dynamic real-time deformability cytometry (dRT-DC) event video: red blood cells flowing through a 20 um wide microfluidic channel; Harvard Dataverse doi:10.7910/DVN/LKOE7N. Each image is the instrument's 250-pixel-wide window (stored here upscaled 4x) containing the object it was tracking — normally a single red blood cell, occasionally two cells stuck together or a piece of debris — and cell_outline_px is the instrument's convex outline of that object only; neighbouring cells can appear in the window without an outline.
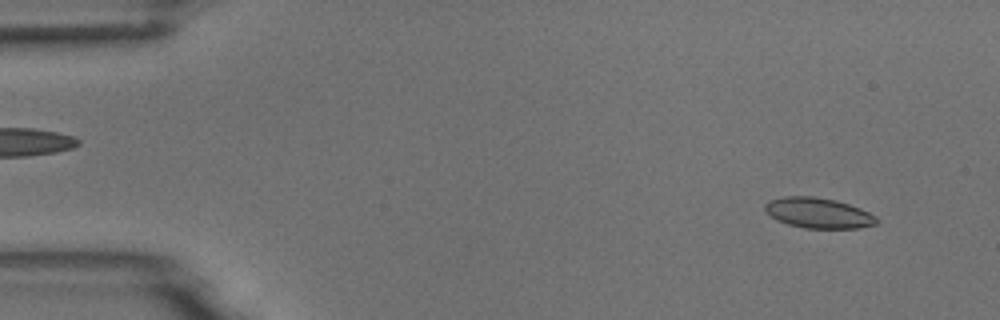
{"species": "common noctule bat (a hibernating species)", "species_latin": "Nyctalus noctula", "temperature_condition": "room temperature", "stored_images_in_passage": 55, "camera_frame_rate_fps": 3000, "um_per_image_px": 0.085, "animal": {"sex": "male", "body_mass_g": 18.8}, "frame": {"image": 1, "passage_image": 5, "time_ms": 1.333, "image_size_px": [1000, 320], "cell_outline_px": [[880, 220], [876, 224], [860, 228], [804, 228], [788, 224], [776, 220], [764, 208], [764, 204], [768, 200], [784, 196], [816, 196], [836, 200], [860, 208], [876, 216]], "centroid_in_image_um": [69.57, 18.1], "position_along_channel_um": 15.4, "area_um2": 19.88}}
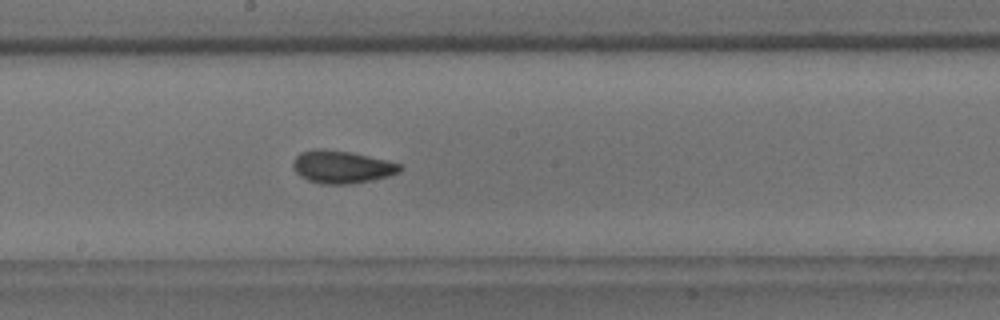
{"frame": {"image": 2, "passage_image": 30, "time_ms": 9.667, "image_size_px": [1000, 320], "cell_outline_px": [[404, 168], [400, 172], [388, 176], [348, 184], [320, 184], [308, 180], [300, 176], [296, 172], [292, 164], [296, 156], [300, 152], [320, 148], [324, 148], [352, 152], [388, 160], [400, 164]], "centroid_in_image_um": [29.05, 14.17], "position_along_channel_um": 219.1, "area_um2": 20.4}}
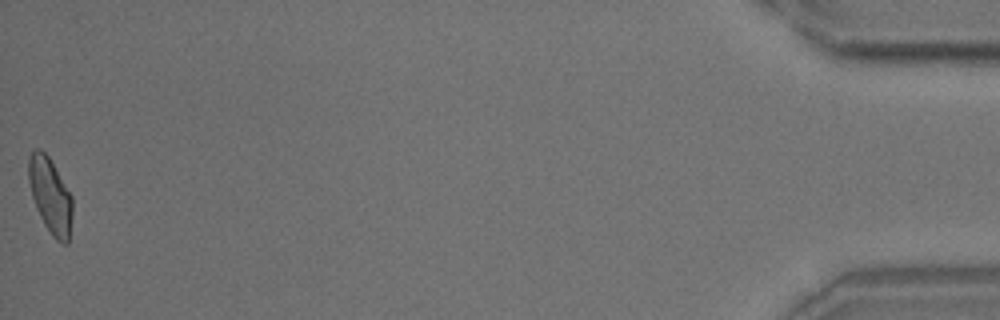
{"frame": {"image": 3, "passage_image": 55, "time_ms": 18.0, "image_size_px": [1000, 320], "cell_outline_px": [[72, 216], [68, 244], [60, 244], [52, 236], [44, 224], [36, 208], [32, 196], [28, 180], [28, 156], [36, 148], [40, 148], [48, 156], [72, 196]], "centroid_in_image_um": [4.27, 16.64], "position_along_channel_um": 430.9, "area_um2": 19.31}, "authors_computed_cell_mechanics": {"area_um2": 19.5364, "velocity_mm_per_s": 3.7087, "shape_relaxation_time_tau1_ms": 6.6994, "shape_relaxation_time_tau2_ms": 1.1835, "deformation_change_tau1": 0.1401, "deformation_change_tau2": 0.0596}}